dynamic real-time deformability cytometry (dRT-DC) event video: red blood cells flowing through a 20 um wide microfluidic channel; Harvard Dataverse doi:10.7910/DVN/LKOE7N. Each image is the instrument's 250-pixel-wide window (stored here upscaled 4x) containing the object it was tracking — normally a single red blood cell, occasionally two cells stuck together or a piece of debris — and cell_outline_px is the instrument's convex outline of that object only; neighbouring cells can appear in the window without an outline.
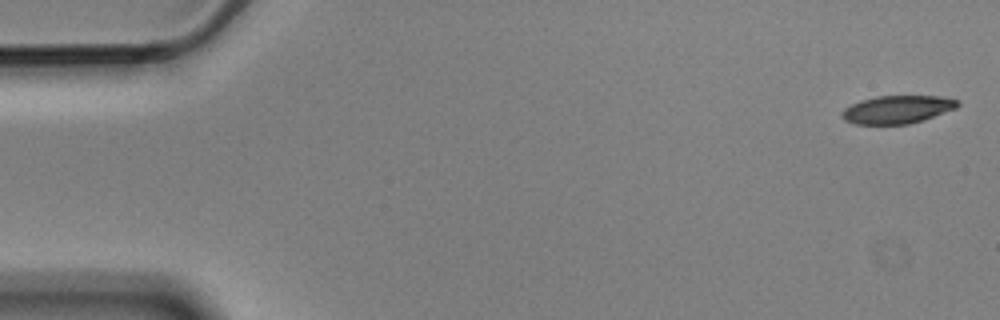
{"species": "Egyptian fruit bat (a non-hibernating species)", "species_latin": "Rousettus aegyptiacus", "temperature_condition": "cold", "stored_images_in_passage": 5, "camera_frame_rate_fps": 3000, "um_per_image_px": 0.085, "animal": {"sex": "male"}, "frame": {"image": 1, "passage_image": 1, "time_ms": 0.0, "image_size_px": [1000, 320], "cell_outline_px": [[960, 104], [956, 108], [924, 120], [908, 124], [856, 124], [844, 120], [840, 116], [840, 112], [844, 108], [860, 100], [876, 96], [940, 96], [956, 100]], "centroid_in_image_um": [76.23, 9.31], "position_along_channel_um": 8.8, "area_um2": 18.9}}
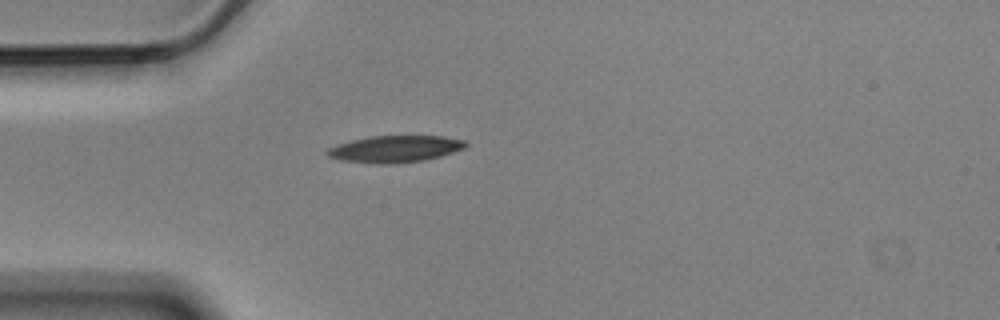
{"frame": {"image": 2, "passage_image": 5, "time_ms": 1.333, "image_size_px": [1000, 320], "cell_outline_px": [[468, 144], [464, 148], [440, 156], [424, 160], [396, 164], [380, 164], [340, 160], [328, 156], [324, 152], [328, 148], [352, 140], [368, 136], [444, 136], [464, 140]], "centroid_in_image_um": [33.57, 12.66], "position_along_channel_um": 51.4, "area_um2": 21.56}}